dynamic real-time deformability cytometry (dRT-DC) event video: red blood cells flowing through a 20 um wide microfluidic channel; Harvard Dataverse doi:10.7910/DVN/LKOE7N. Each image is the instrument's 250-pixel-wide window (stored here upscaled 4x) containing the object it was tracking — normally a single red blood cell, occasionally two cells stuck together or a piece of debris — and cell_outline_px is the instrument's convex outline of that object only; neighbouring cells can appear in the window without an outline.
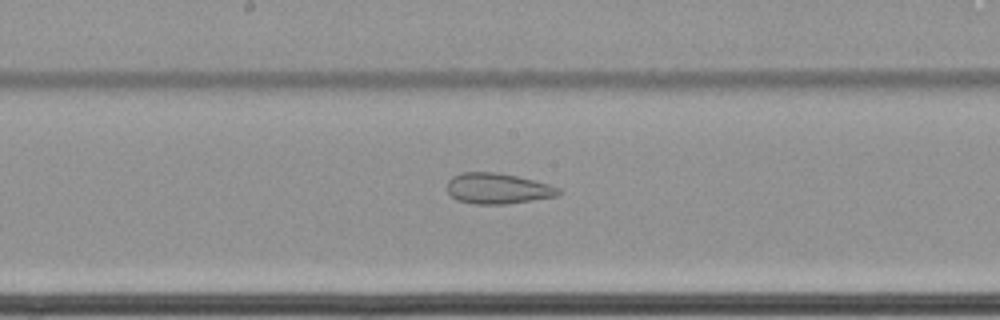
{"species": "common noctule bat (a hibernating species)", "species_latin": "Nyctalus noctula", "temperature_condition": "cold", "stored_images_in_passage": 63, "camera_frame_rate_fps": 3000, "um_per_image_px": 0.085, "animal": {"sex": "female", "body_mass_g": 22.7, "forearm_length_mm": 54.2}, "frame": {"image": 1, "passage_image": 36, "time_ms": 11.667, "image_size_px": [1000, 320], "cell_outline_px": [[560, 192], [556, 196], [532, 200], [504, 204], [476, 204], [456, 200], [448, 192], [448, 180], [452, 176], [464, 172], [496, 172], [516, 176], [548, 184], [560, 188]], "centroid_in_image_um": [42.27, 16.02], "position_along_channel_um": 205.9, "area_um2": 19.71}}
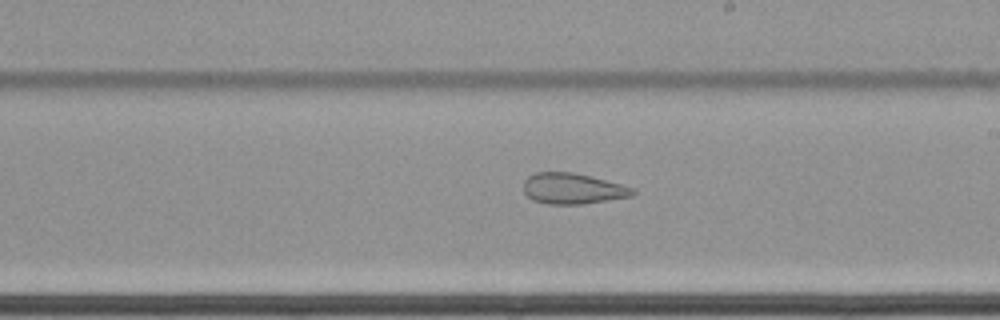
{"frame": {"image": 2, "passage_image": 39, "time_ms": 12.667, "image_size_px": [1000, 320], "cell_outline_px": [[636, 192], [632, 196], [584, 204], [548, 204], [532, 200], [524, 192], [524, 180], [528, 176], [536, 172], [572, 172], [592, 176], [636, 188]], "centroid_in_image_um": [48.7, 16.03], "position_along_channel_um": 240.3, "area_um2": 19.77}}
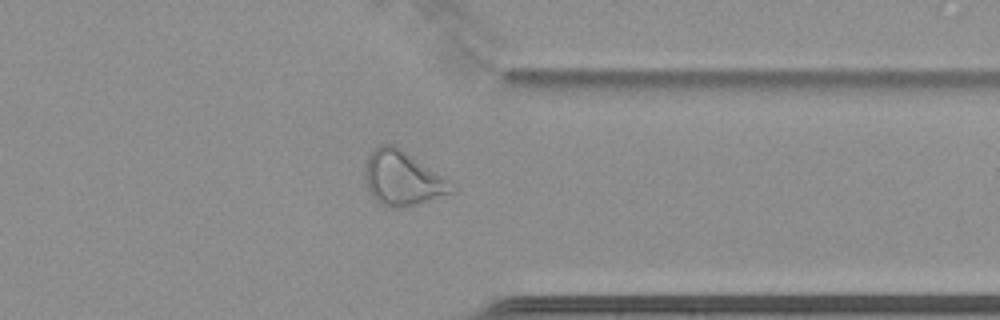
{"frame": {"image": 3, "passage_image": 51, "time_ms": 16.667, "image_size_px": [1000, 320], "cell_outline_px": [[456, 192], [416, 204], [400, 208], [392, 208], [380, 204], [372, 196], [368, 188], [364, 176], [364, 168], [368, 156], [380, 144], [396, 144], [440, 176], [456, 188]], "centroid_in_image_um": [34.16, 15.16], "position_along_channel_um": 377.2, "area_um2": 27.05}, "authors_computed_cell_mechanics": {"area_um2": 29.8826, "velocity_mm_per_s": 3.4538, "shape_relaxation_time_tau1_ms": null, "shape_relaxation_time_tau2_ms": 2.5422, "deformation_change_tau1": null, "deformation_change_tau2": 0.1045}}